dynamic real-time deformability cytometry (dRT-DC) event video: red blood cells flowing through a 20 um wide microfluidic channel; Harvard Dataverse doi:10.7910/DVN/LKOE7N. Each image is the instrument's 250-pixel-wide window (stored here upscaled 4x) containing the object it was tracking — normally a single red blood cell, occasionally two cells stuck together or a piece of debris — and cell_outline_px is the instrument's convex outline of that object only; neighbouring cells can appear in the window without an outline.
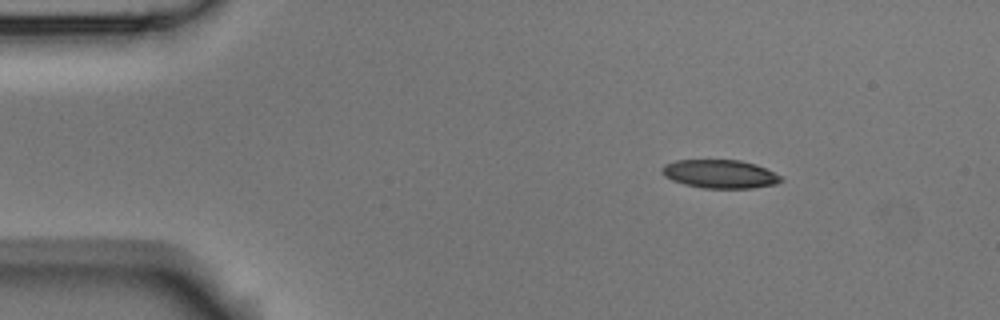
{"species": "Egyptian fruit bat (a non-hibernating species)", "species_latin": "Rousettus aegyptiacus", "temperature_condition": "room temperature", "stored_images_in_passage": 3, "camera_frame_rate_fps": 3000, "um_per_image_px": 0.085, "animal": {"sex": "male"}, "frame": {"image": 1, "passage_image": 1, "time_ms": 0.0, "image_size_px": [1000, 320], "cell_outline_px": [[784, 180], [776, 184], [752, 188], [704, 188], [684, 184], [672, 180], [664, 176], [660, 172], [660, 168], [664, 164], [676, 160], [740, 160], [756, 164], [780, 176]], "centroid_in_image_um": [61.15, 14.78], "position_along_channel_um": 23.8, "area_um2": 19.77}}